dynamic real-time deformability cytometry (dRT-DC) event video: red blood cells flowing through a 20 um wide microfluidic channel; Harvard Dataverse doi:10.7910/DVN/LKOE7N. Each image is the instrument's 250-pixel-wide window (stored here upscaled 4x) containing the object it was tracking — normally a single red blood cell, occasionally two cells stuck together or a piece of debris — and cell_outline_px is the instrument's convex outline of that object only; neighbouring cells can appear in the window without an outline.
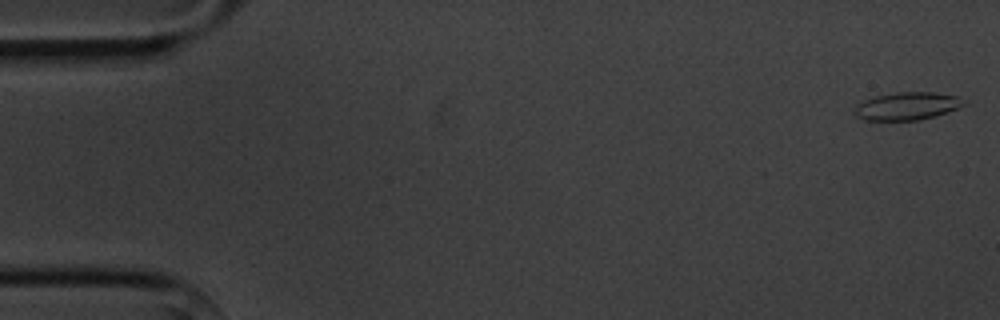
{"species": "common noctule bat (a hibernating species)", "species_latin": "Nyctalus noctula", "temperature_condition": "cold", "stored_images_in_passage": 6, "camera_frame_rate_fps": 3000, "um_per_image_px": 0.085, "animal": {"sex": "male", "body_mass_g": 20.1, "forearm_length_mm": 53.5}, "frame": {"image": 1, "passage_image": 1, "time_ms": 0.0, "image_size_px": [1000, 320], "cell_outline_px": [[968, 104], [936, 116], [916, 120], [864, 120], [856, 116], [856, 104], [864, 100], [876, 96], [896, 92], [936, 92], [956, 96]], "centroid_in_image_um": [77.11, 9.01], "position_along_channel_um": 7.9, "area_um2": 17.57}}
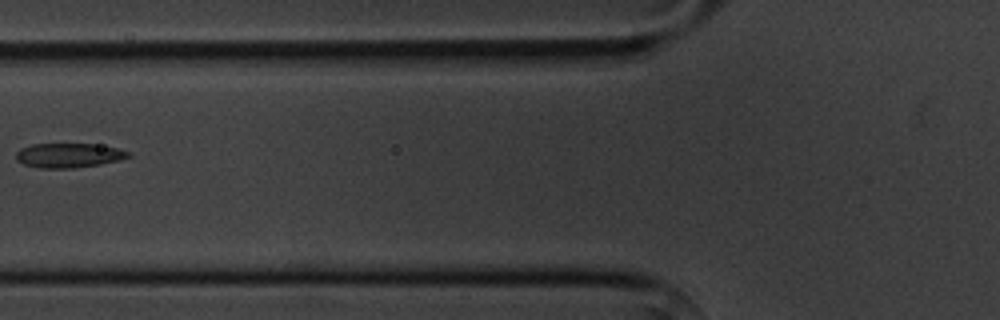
{"frame": {"image": 2, "passage_image": 6, "time_ms": 6.667, "image_size_px": [1000, 320], "cell_outline_px": [[132, 156], [120, 160], [100, 164], [72, 168], [40, 168], [24, 164], [16, 160], [16, 152], [20, 148], [32, 144], [92, 144], [116, 148], [132, 152]], "centroid_in_image_um": [5.85, 13.21], "position_along_channel_um": 120.0, "area_um2": 16.01}}